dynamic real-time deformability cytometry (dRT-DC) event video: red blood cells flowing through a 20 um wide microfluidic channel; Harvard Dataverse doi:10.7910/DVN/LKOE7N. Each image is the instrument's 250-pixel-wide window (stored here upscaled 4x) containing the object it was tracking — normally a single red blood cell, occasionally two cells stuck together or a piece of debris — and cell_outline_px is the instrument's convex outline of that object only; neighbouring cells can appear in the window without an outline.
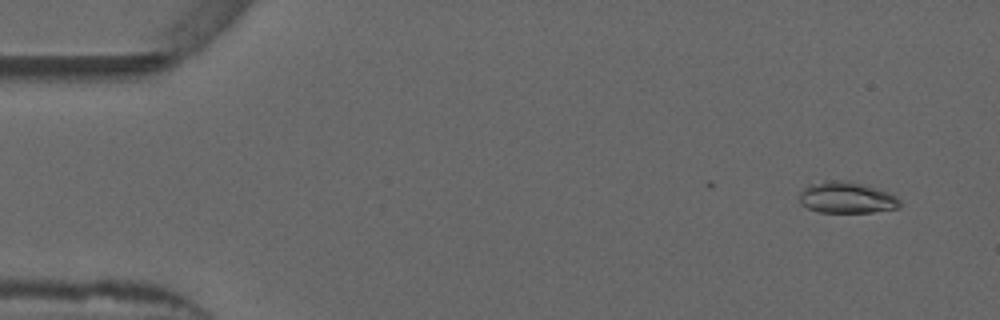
{"species": "common noctule bat (a hibernating species)", "species_latin": "Nyctalus noctula", "temperature_condition": "warm", "stored_images_in_passage": 45, "camera_frame_rate_fps": 3000, "um_per_image_px": 0.085, "animal": {"sex": "male", "forearm_length_mm": 52.5}, "frame": {"image": 1, "passage_image": 3, "time_ms": 0.667, "image_size_px": [1000, 320], "cell_outline_px": [[900, 208], [872, 212], [820, 212], [808, 208], [800, 204], [800, 192], [808, 184], [824, 180], [852, 180], [888, 192], [896, 196], [900, 200]], "centroid_in_image_um": [71.96, 16.78], "position_along_channel_um": 13.0, "area_um2": 18.61}}
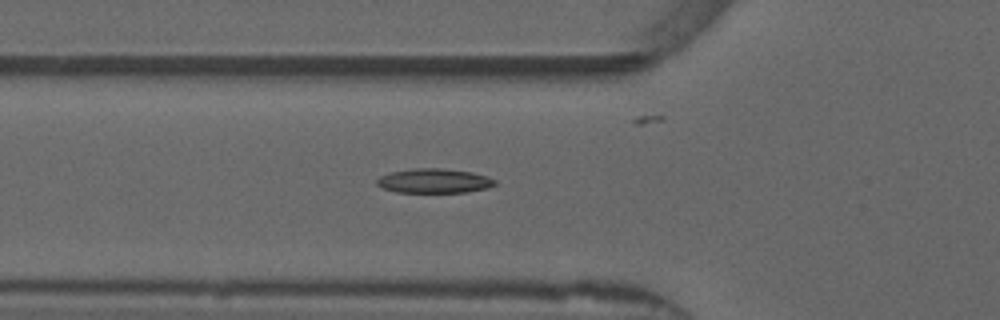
{"frame": {"image": 2, "passage_image": 18, "time_ms": 5.667, "image_size_px": [1000, 320], "cell_outline_px": [[496, 184], [488, 188], [468, 192], [396, 192], [380, 188], [376, 184], [376, 180], [380, 176], [392, 172], [416, 168], [440, 168], [472, 172], [488, 176], [496, 180]], "centroid_in_image_um": [36.91, 15.38], "position_along_channel_um": 88.9, "area_um2": 16.88}}
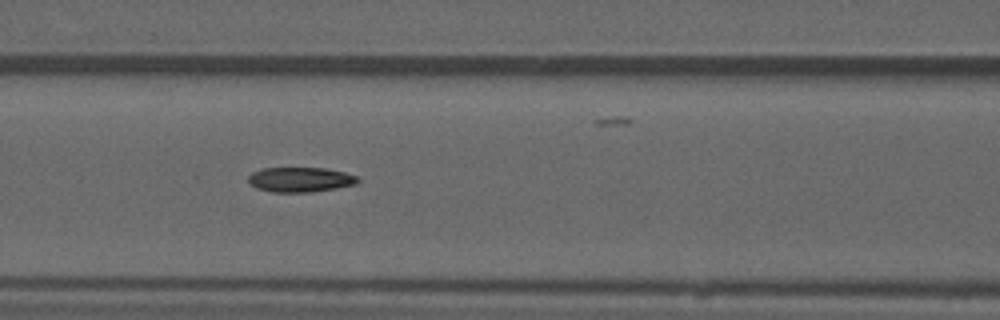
{"frame": {"image": 3, "passage_image": 22, "time_ms": 7.0, "image_size_px": [1000, 320], "cell_outline_px": [[360, 180], [356, 184], [336, 188], [312, 192], [272, 192], [256, 188], [248, 184], [248, 176], [252, 172], [260, 168], [324, 168], [344, 172], [356, 176]], "centroid_in_image_um": [25.48, 15.27], "position_along_channel_um": 141.1, "area_um2": 15.95}, "authors_computed_cell_mechanics": {"area_um2": 16.4152, "velocity_mm_per_s": 3.8735, "shape_relaxation_time_tau1_ms": null, "shape_relaxation_time_tau2_ms": 2.5612, "deformation_change_tau1": null, "deformation_change_tau2": 0.0804}}